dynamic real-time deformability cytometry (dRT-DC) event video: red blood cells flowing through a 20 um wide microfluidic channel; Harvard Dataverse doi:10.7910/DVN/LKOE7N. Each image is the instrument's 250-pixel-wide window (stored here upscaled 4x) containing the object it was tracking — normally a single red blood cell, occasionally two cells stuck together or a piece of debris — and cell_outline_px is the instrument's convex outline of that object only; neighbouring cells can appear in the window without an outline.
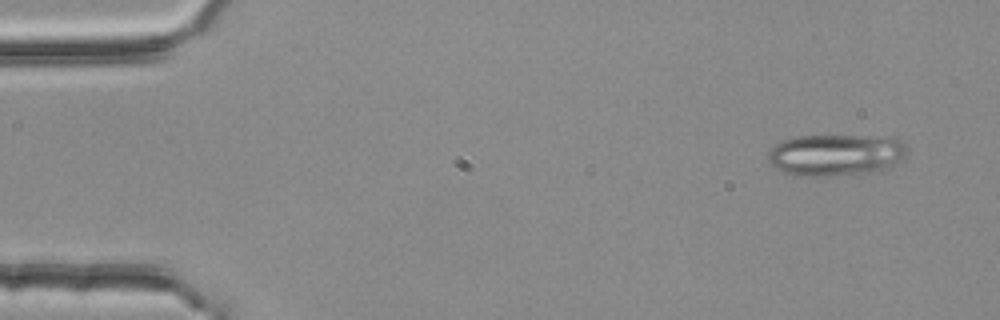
{"species": "common noctule bat (a hibernating species)", "species_latin": "Nyctalus noctula", "temperature_condition": "room temperature", "stored_images_in_passage": 3, "camera_frame_rate_fps": 3000, "um_per_image_px": 0.085, "animal": {"sex": "female", "body_mass_g": 25.1}, "frame": {"image": 1, "passage_image": 1, "time_ms": 0.0, "image_size_px": [1000, 320], "cell_outline_px": [[908, 148], [904, 156], [888, 168], [864, 172], [828, 176], [800, 176], [784, 172], [776, 168], [768, 160], [768, 152], [780, 140], [800, 136], [856, 136], [900, 140]], "centroid_in_image_um": [70.96, 13.17], "position_along_channel_um": 14.0, "area_um2": 33.06}}